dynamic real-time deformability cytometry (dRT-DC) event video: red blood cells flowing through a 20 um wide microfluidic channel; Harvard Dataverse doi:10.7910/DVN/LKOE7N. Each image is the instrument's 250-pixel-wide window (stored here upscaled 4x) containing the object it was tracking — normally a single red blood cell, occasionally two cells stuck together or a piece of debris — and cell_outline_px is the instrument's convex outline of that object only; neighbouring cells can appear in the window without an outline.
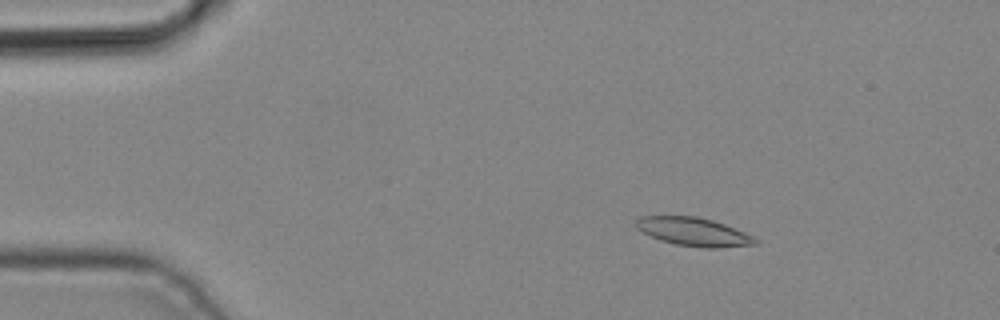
{"species": "common noctule bat (a hibernating species)", "species_latin": "Nyctalus noctula", "temperature_condition": "cold", "stored_images_in_passage": 4, "camera_frame_rate_fps": 3000, "um_per_image_px": 0.085, "animal": {"sex": "male", "body_mass_g": 19.2, "forearm_length_mm": 51.8}, "frame": {"image": 1, "passage_image": 1, "time_ms": 0.0, "image_size_px": [1000, 320], "cell_outline_px": [[760, 240], [756, 244], [720, 248], [704, 248], [676, 244], [660, 240], [636, 228], [636, 220], [640, 216], [696, 216], [712, 220], [724, 224], [744, 232]], "centroid_in_image_um": [58.97, 19.7], "position_along_channel_um": 26.0, "area_um2": 19.59}}
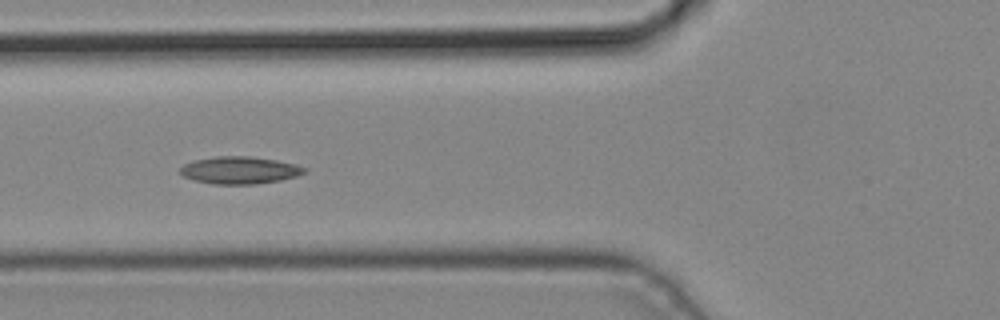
{"frame": {"image": 2, "passage_image": 4, "time_ms": 1.0, "image_size_px": [1000, 320], "cell_outline_px": [[308, 172], [296, 176], [280, 180], [256, 184], [212, 184], [196, 180], [184, 176], [180, 172], [180, 168], [184, 164], [196, 160], [216, 156], [248, 156], [276, 160], [296, 164], [308, 168]], "centroid_in_image_um": [20.42, 14.46], "position_along_channel_um": 105.4, "area_um2": 19.71}}